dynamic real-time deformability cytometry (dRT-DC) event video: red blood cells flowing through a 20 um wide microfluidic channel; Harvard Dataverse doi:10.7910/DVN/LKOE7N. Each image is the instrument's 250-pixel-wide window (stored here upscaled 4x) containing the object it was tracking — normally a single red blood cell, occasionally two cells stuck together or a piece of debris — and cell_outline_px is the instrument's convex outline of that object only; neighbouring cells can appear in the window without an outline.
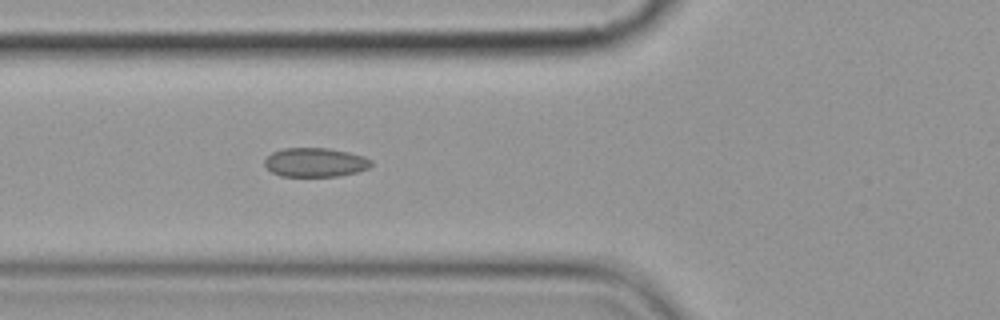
{"species": "common noctule bat (a hibernating species)", "species_latin": "Nyctalus noctula", "temperature_condition": "cold", "stored_images_in_passage": 6, "camera_frame_rate_fps": 3000, "um_per_image_px": 0.085, "animal": {"sex": "female", "body_mass_g": 19.9}, "frame": {"image": 1, "passage_image": 6, "time_ms": 6.0, "image_size_px": [1000, 320], "cell_outline_px": [[372, 164], [368, 168], [356, 172], [340, 176], [280, 176], [272, 172], [264, 164], [264, 160], [272, 152], [284, 148], [328, 148], [348, 152], [364, 156], [372, 160]], "centroid_in_image_um": [26.8, 13.8], "position_along_channel_um": 99.0, "area_um2": 18.03}}